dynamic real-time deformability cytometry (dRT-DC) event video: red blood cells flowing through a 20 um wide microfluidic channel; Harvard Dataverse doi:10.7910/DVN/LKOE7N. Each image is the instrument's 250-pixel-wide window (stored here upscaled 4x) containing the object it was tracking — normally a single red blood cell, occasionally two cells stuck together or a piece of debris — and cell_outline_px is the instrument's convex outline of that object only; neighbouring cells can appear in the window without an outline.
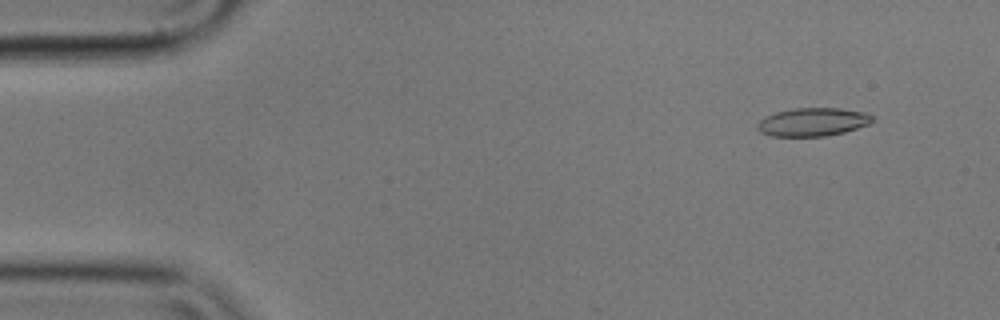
{"species": "common noctule bat (a hibernating species)", "species_latin": "Nyctalus noctula", "temperature_condition": "cold", "stored_images_in_passage": 11, "camera_frame_rate_fps": 3000, "um_per_image_px": 0.085, "animal": {"sex": "male", "body_mass_g": 17.9}, "frame": {"image": 1, "passage_image": 5, "time_ms": 1.333, "image_size_px": [1000, 320], "cell_outline_px": [[872, 120], [868, 124], [844, 132], [824, 136], [772, 136], [760, 132], [756, 128], [756, 124], [764, 116], [776, 112], [792, 108], [840, 108], [864, 112], [872, 116]], "centroid_in_image_um": [69.02, 10.36], "position_along_channel_um": 16.0, "area_um2": 18.9}}